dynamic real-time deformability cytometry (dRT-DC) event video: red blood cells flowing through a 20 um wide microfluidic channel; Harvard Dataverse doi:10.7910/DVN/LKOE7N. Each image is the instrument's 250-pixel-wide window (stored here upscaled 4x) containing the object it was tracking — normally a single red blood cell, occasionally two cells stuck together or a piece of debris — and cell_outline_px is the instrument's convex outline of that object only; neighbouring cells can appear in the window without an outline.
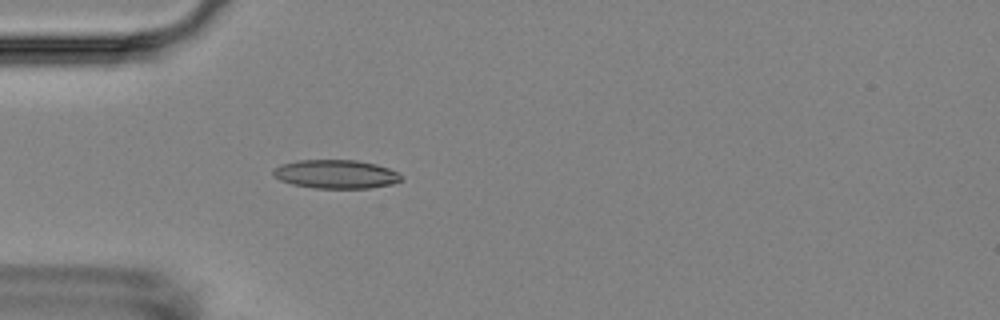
{"species": "Egyptian fruit bat (a non-hibernating species)", "species_latin": "Rousettus aegyptiacus", "temperature_condition": "room temperature", "stored_images_in_passage": 4, "camera_frame_rate_fps": 3000, "um_per_image_px": 0.085, "animal": {"sex": "female"}, "frame": {"image": 1, "passage_image": 4, "time_ms": 4.333, "image_size_px": [1000, 320], "cell_outline_px": [[404, 180], [392, 184], [368, 188], [316, 188], [292, 184], [280, 180], [272, 172], [272, 168], [280, 164], [300, 160], [356, 160], [376, 164], [388, 168], [404, 176]], "centroid_in_image_um": [28.57, 14.8], "position_along_channel_um": 56.4, "area_um2": 21.44}}